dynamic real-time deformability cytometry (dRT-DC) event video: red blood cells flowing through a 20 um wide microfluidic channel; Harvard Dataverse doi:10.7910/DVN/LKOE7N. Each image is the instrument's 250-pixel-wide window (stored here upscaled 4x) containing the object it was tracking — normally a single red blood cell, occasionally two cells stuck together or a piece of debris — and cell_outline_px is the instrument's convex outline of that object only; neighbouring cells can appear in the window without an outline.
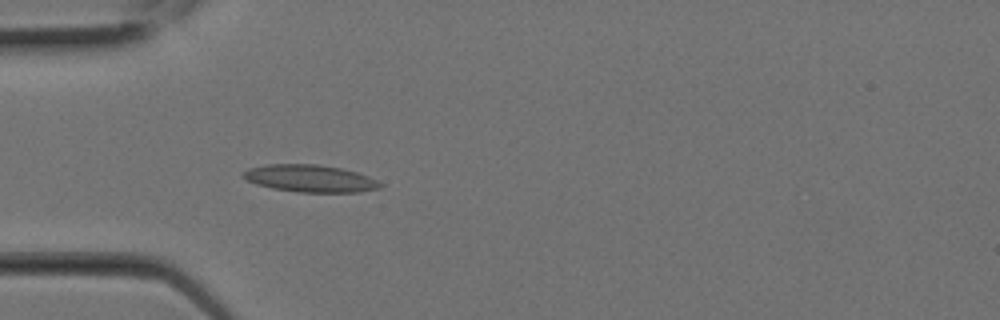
{"species": "Egyptian fruit bat (a non-hibernating species)", "species_latin": "Rousettus aegyptiacus", "temperature_condition": "room temperature", "stored_images_in_passage": 1, "camera_frame_rate_fps": 3000, "um_per_image_px": 0.085, "animal": {"sex": "female"}, "frame": {"image": 1, "passage_image": 1, "time_ms": 0.0, "image_size_px": [1000, 320], "cell_outline_px": [[384, 184], [380, 188], [360, 192], [296, 192], [272, 188], [256, 184], [240, 176], [248, 168], [264, 164], [320, 164], [340, 168], [356, 172], [368, 176]], "centroid_in_image_um": [26.35, 15.16], "position_along_channel_um": 58.7, "area_um2": 21.85}}